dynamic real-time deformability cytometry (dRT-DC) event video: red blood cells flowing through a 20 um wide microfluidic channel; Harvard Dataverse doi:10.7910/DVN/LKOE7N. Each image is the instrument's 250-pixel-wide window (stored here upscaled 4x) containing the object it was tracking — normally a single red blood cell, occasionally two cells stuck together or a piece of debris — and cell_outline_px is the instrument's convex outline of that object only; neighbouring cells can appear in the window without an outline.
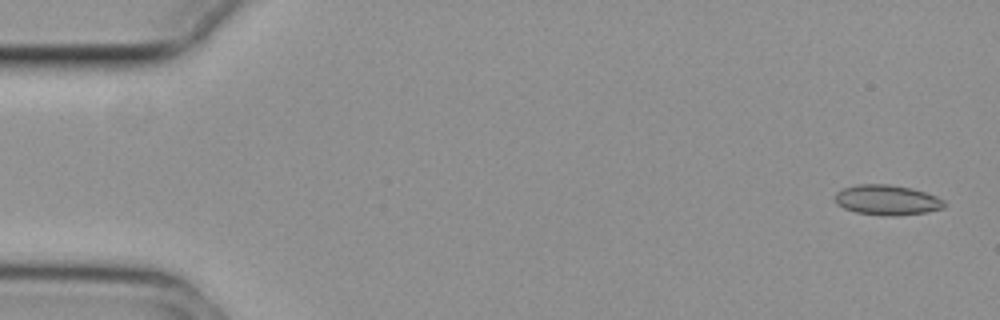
{"species": "common noctule bat (a hibernating species)", "species_latin": "Nyctalus noctula", "temperature_condition": "cold", "stored_images_in_passage": 53, "camera_frame_rate_fps": 3000, "um_per_image_px": 0.085, "animal": {"sex": "female", "body_mass_g": 29.2, "forearm_length_mm": 56.3}, "frame": {"image": 1, "passage_image": 2, "time_ms": 0.333, "image_size_px": [1000, 320], "cell_outline_px": [[944, 208], [924, 212], [856, 212], [844, 208], [836, 200], [836, 192], [844, 188], [856, 184], [888, 184], [912, 188], [936, 196], [944, 200]], "centroid_in_image_um": [75.39, 16.92], "position_along_channel_um": 9.6, "area_um2": 17.86}}
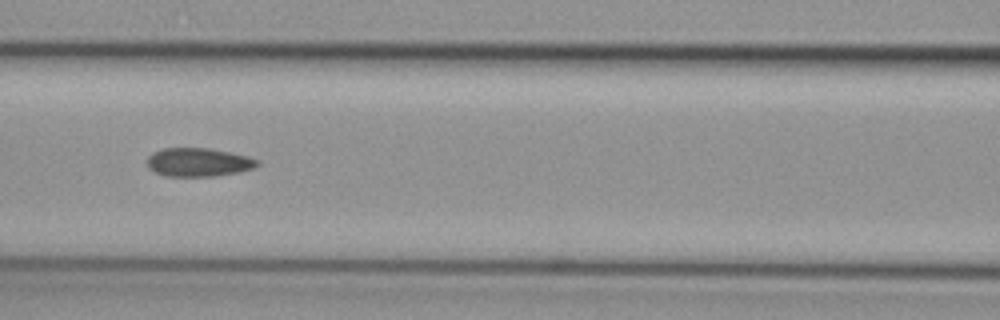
{"frame": {"image": 2, "passage_image": 24, "time_ms": 7.667, "image_size_px": [1000, 320], "cell_outline_px": [[260, 164], [256, 168], [216, 176], [164, 176], [148, 168], [148, 156], [152, 152], [164, 148], [208, 148], [248, 156], [260, 160]], "centroid_in_image_um": [16.89, 13.79], "position_along_channel_um": 149.7, "area_um2": 18.38}}
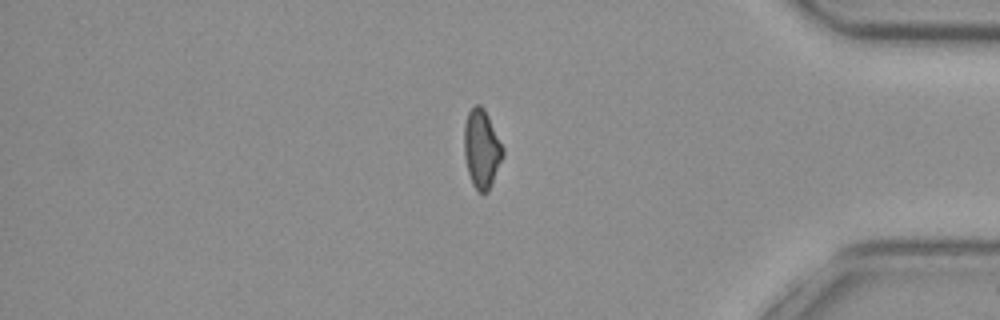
{"frame": {"image": 3, "passage_image": 46, "time_ms": 15.0, "image_size_px": [1000, 320], "cell_outline_px": [[504, 156], [488, 192], [480, 192], [472, 184], [468, 172], [464, 156], [464, 124], [468, 112], [476, 104], [480, 104], [484, 108], [504, 148]], "centroid_in_image_um": [40.94, 12.64], "position_along_channel_um": 394.3, "area_um2": 17.74}}